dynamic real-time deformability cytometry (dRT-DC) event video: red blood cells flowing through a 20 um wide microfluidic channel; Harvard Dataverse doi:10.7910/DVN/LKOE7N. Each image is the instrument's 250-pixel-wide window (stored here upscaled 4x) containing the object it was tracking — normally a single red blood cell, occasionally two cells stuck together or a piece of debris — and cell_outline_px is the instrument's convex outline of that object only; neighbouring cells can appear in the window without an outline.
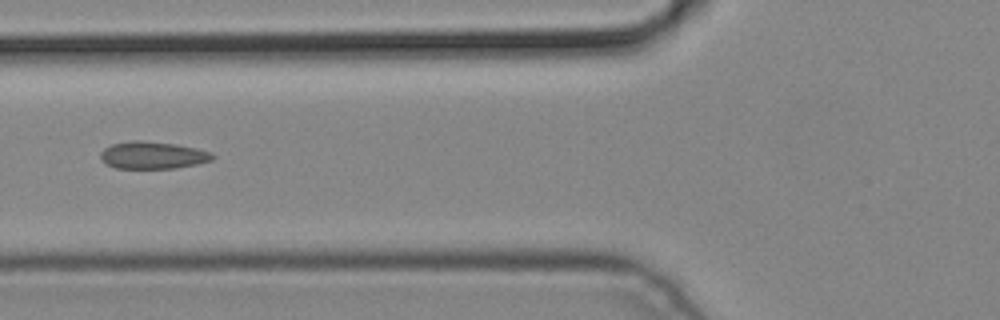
{"species": "common noctule bat (a hibernating species)", "species_latin": "Nyctalus noctula", "temperature_condition": "cold", "stored_images_in_passage": 5, "camera_frame_rate_fps": 3000, "um_per_image_px": 0.085, "animal": {"sex": "male", "body_mass_g": 19.2, "forearm_length_mm": 51.8}, "frame": {"image": 1, "passage_image": 5, "time_ms": 1.333, "image_size_px": [1000, 320], "cell_outline_px": [[216, 156], [212, 160], [196, 164], [176, 168], [116, 168], [108, 164], [100, 156], [100, 152], [104, 148], [112, 144], [132, 140], [140, 140], [172, 144], [196, 148], [212, 152]], "centroid_in_image_um": [13.0, 13.19], "position_along_channel_um": 112.8, "area_um2": 17.63}}